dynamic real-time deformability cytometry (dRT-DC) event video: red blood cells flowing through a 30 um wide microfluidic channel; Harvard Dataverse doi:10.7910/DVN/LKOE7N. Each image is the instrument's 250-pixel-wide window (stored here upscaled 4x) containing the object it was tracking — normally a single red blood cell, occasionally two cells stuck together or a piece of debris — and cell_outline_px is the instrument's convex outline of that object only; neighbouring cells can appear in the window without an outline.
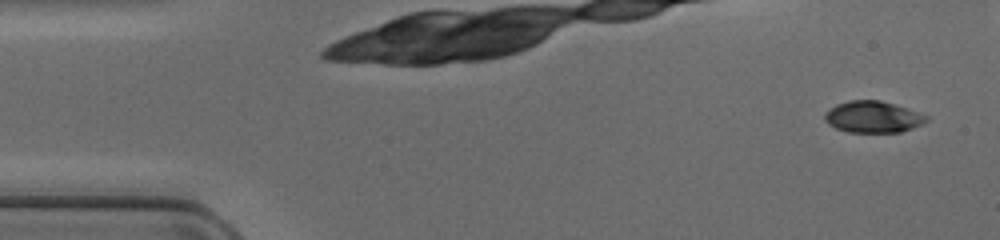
{"species": "common noctule bat (a hibernating species)", "species_latin": "Nyctalus noctula", "temperature_condition": "cold", "stored_images_in_passage": 42, "camera_frame_rate_fps": 3000, "um_per_image_px": 0.085, "animal": {"sex": "female", "body_mass_g": 17.0, "forearm_length_mm": 48.0}, "frame": {"image": 1, "passage_image": 1, "time_ms": 0.0, "image_size_px": [1000, 240], "cell_outline_px": [[928, 120], [912, 128], [900, 132], [848, 132], [836, 128], [828, 124], [824, 120], [824, 112], [836, 104], [848, 100], [880, 100], [928, 116]], "centroid_in_image_um": [74.13, 9.94], "position_along_channel_um": 10.9, "area_um2": 18.5}}
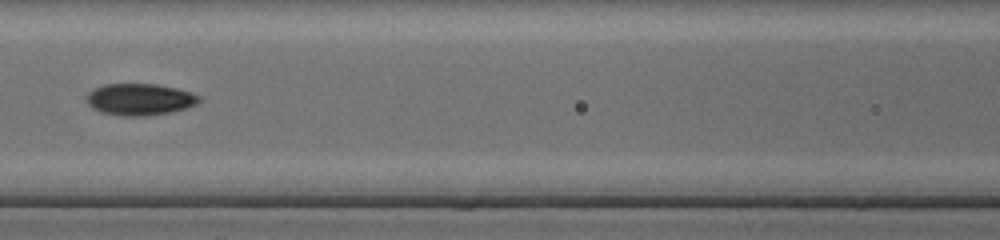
{"frame": {"image": 2, "passage_image": 20, "time_ms": 6.333, "image_size_px": [1000, 240], "cell_outline_px": [[200, 100], [196, 104], [172, 112], [148, 116], [120, 116], [100, 112], [92, 108], [88, 104], [84, 96], [92, 88], [104, 84], [156, 84], [176, 88], [192, 92], [200, 96]], "centroid_in_image_um": [11.83, 8.45], "position_along_channel_um": 154.8, "area_um2": 21.1}}
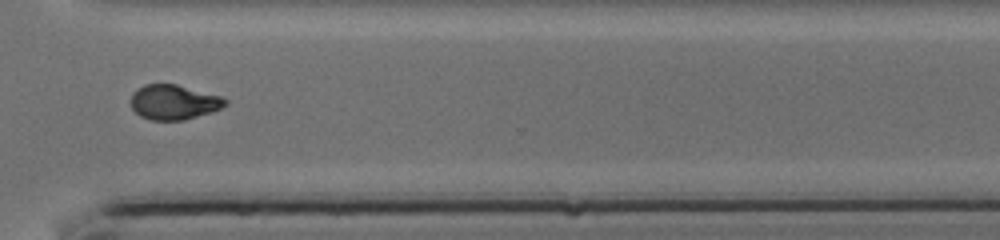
{"frame": {"image": 3, "passage_image": 34, "time_ms": 11.0, "image_size_px": [1000, 240], "cell_outline_px": [[228, 104], [212, 112], [184, 120], [152, 120], [140, 116], [132, 108], [132, 92], [144, 84], [176, 84], [220, 96], [228, 100]], "centroid_in_image_um": [14.78, 8.68], "position_along_channel_um": 355.8, "area_um2": 19.07}}